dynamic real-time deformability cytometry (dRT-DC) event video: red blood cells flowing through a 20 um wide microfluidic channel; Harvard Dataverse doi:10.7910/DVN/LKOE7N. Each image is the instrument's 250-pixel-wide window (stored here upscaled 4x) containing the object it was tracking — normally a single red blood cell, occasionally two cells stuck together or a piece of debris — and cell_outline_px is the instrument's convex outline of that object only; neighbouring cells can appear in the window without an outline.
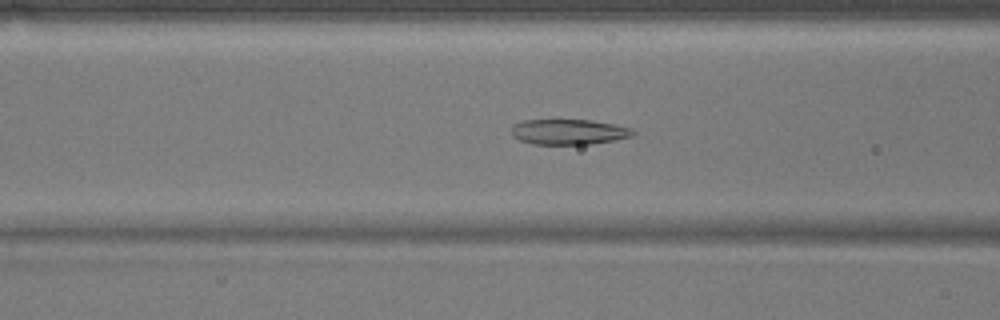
{"species": "common noctule bat (a hibernating species)", "species_latin": "Nyctalus noctula", "temperature_condition": "warm", "stored_images_in_passage": 52, "camera_frame_rate_fps": 3000, "um_per_image_px": 0.085, "animal": {"sex": "male", "body_mass_g": 17.9}, "frame": {"image": 1, "passage_image": 20, "time_ms": 6.333, "image_size_px": [1000, 320], "cell_outline_px": [[636, 132], [632, 136], [612, 140], [588, 144], [532, 144], [520, 140], [512, 136], [512, 124], [524, 120], [592, 120], [612, 124], [628, 128]], "centroid_in_image_um": [48.28, 11.2], "position_along_channel_um": 118.3, "area_um2": 17.74}}
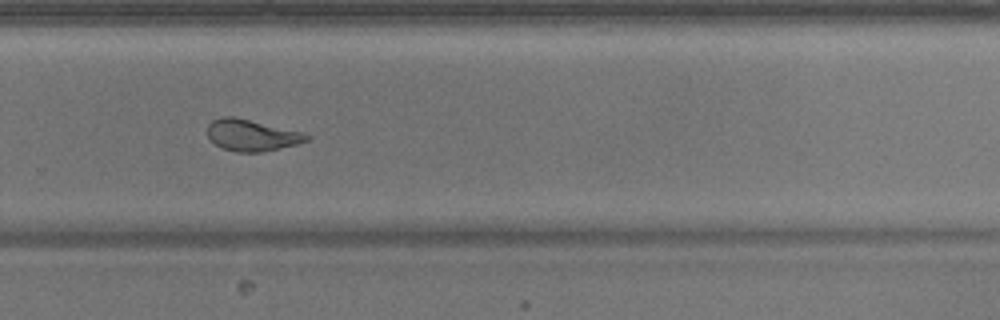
{"frame": {"image": 2, "passage_image": 35, "time_ms": 11.333, "image_size_px": [1000, 320], "cell_outline_px": [[308, 140], [296, 144], [280, 148], [260, 152], [236, 152], [220, 148], [208, 136], [208, 124], [212, 120], [224, 116], [232, 116], [304, 132], [308, 136]], "centroid_in_image_um": [21.37, 11.49], "position_along_channel_um": 308.4, "area_um2": 18.03}}
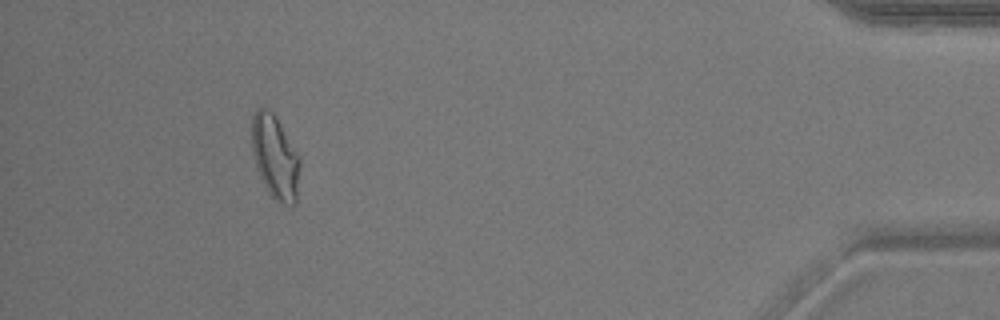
{"frame": {"image": 3, "passage_image": 48, "time_ms": 15.667, "image_size_px": [1000, 320], "cell_outline_px": [[300, 164], [296, 204], [292, 208], [276, 200], [268, 192], [260, 176], [252, 152], [252, 116], [256, 108], [268, 108], [276, 116], [300, 156]], "centroid_in_image_um": [23.4, 13.35], "position_along_channel_um": 411.8, "area_um2": 23.64}, "authors_computed_cell_mechanics": {"area_um2": 20.6057, "velocity_mm_per_s": 3.8133, "shape_relaxation_time_tau1_ms": null, "shape_relaxation_time_tau2_ms": 2.4843, "deformation_change_tau1": null, "deformation_change_tau2": 0.0941}}